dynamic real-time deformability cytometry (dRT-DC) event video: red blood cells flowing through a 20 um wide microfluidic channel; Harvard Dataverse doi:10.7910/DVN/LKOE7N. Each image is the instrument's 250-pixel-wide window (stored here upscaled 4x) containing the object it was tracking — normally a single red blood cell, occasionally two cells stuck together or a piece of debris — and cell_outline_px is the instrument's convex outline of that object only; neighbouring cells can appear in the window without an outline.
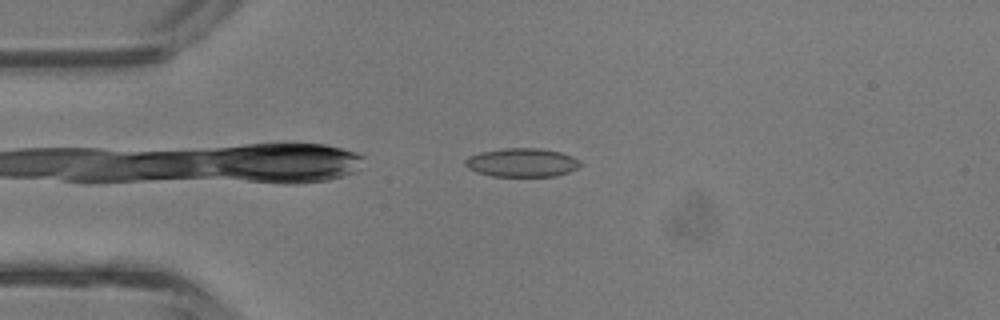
{"species": "common noctule bat (a hibernating species)", "species_latin": "Nyctalus noctula", "temperature_condition": "room temperature", "stored_images_in_passage": 28, "camera_frame_rate_fps": 3000, "um_per_image_px": 0.085, "animal": {"sex": "male", "body_mass_g": 13.3}, "frame": {"image": 1, "passage_image": 2, "time_ms": 0.333, "image_size_px": [1000, 320], "cell_outline_px": [[580, 164], [576, 168], [568, 172], [556, 176], [492, 176], [468, 168], [464, 164], [464, 160], [480, 152], [504, 148], [540, 148], [560, 152], [572, 156], [580, 160]], "centroid_in_image_um": [44.38, 13.81], "position_along_channel_um": 40.6, "area_um2": 19.02}}
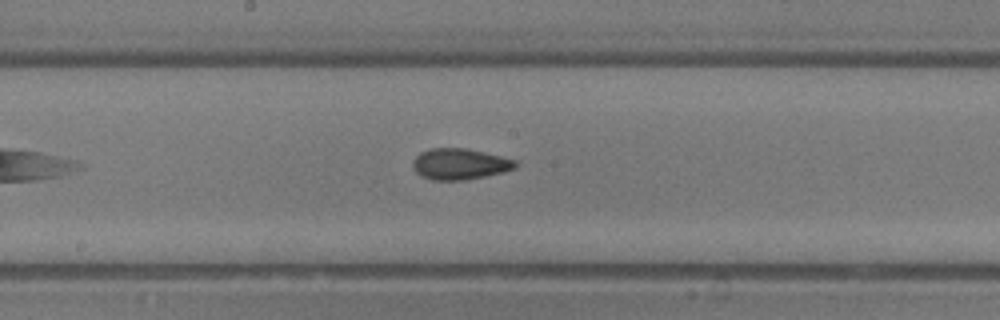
{"frame": {"image": 2, "passage_image": 14, "time_ms": 4.333, "image_size_px": [1000, 320], "cell_outline_px": [[516, 168], [484, 176], [464, 180], [432, 180], [420, 176], [412, 168], [412, 160], [420, 152], [432, 148], [468, 148], [516, 160]], "centroid_in_image_um": [39.02, 13.94], "position_along_channel_um": 209.2, "area_um2": 18.55}}
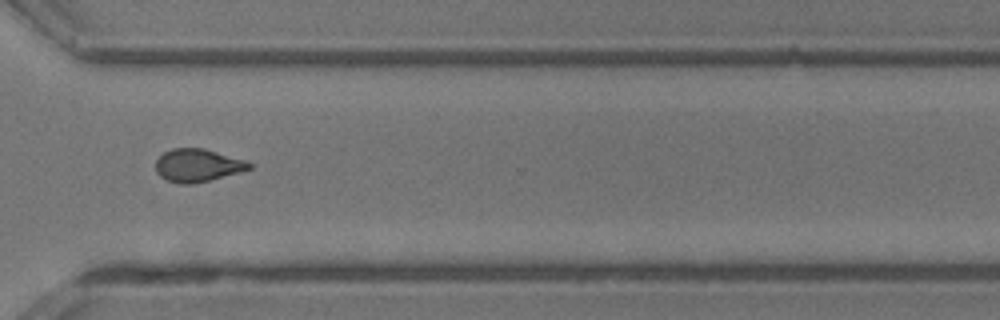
{"frame": {"image": 3, "passage_image": 23, "time_ms": 7.333, "image_size_px": [1000, 320], "cell_outline_px": [[252, 168], [208, 180], [192, 184], [180, 184], [168, 180], [160, 176], [156, 172], [156, 160], [164, 152], [172, 148], [204, 148], [244, 160], [252, 164]], "centroid_in_image_um": [16.76, 14.04], "position_along_channel_um": 353.8, "area_um2": 17.63}, "authors_computed_cell_mechanics": {"area_um2": 18.1492, "velocity_mm_per_s": 4.8463, "shape_relaxation_time_tau1_ms": 5.9756, "shape_relaxation_time_tau2_ms": 1.5359, "deformation_change_tau1": 0.1303, "deformation_change_tau2": 0.0768}}